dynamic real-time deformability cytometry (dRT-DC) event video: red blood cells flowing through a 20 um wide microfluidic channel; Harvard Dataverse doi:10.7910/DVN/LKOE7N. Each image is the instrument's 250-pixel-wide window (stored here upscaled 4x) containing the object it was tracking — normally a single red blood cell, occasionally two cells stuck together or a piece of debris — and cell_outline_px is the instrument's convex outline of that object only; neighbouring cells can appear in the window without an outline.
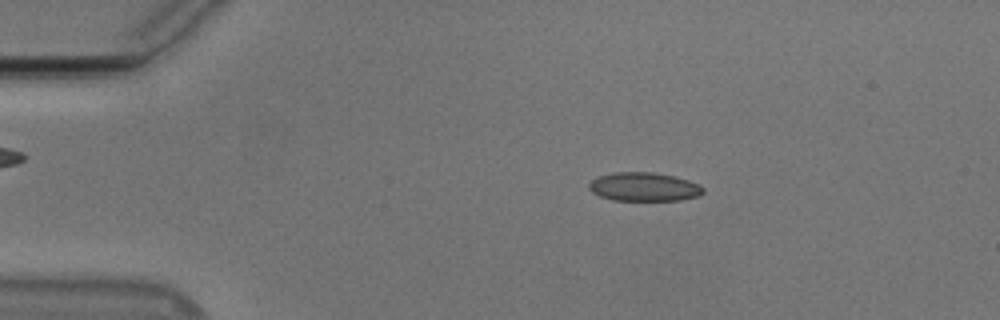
{"species": "Egyptian fruit bat (a non-hibernating species)", "species_latin": "Rousettus aegyptiacus", "temperature_condition": "cold", "stored_images_in_passage": 54, "camera_frame_rate_fps": 3000, "um_per_image_px": 0.085, "animal": {"sex": "male"}, "frame": {"image": 1, "passage_image": 10, "time_ms": 3.0, "image_size_px": [1000, 320], "cell_outline_px": [[704, 192], [700, 196], [680, 200], [612, 200], [600, 196], [592, 192], [588, 188], [588, 184], [596, 176], [612, 172], [652, 172], [672, 176], [688, 180], [700, 184], [704, 188]], "centroid_in_image_um": [54.73, 15.88], "position_along_channel_um": 30.3, "area_um2": 19.25}}
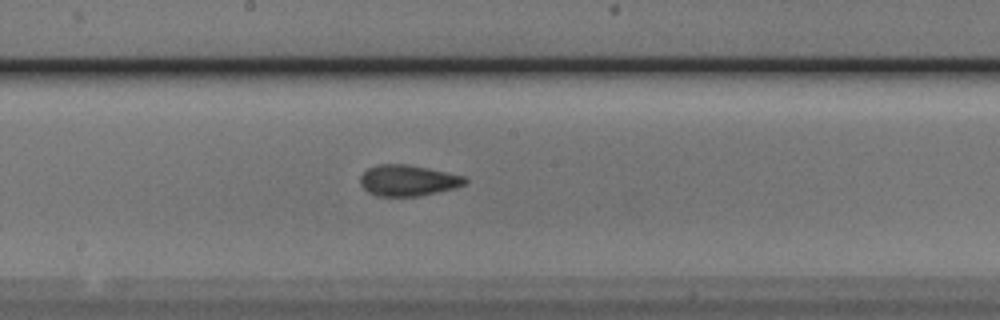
{"frame": {"image": 2, "passage_image": 29, "time_ms": 9.333, "image_size_px": [1000, 320], "cell_outline_px": [[468, 180], [464, 184], [452, 188], [420, 196], [376, 196], [368, 192], [360, 184], [360, 176], [368, 168], [380, 164], [408, 164], [428, 168], [464, 176]], "centroid_in_image_um": [34.64, 15.33], "position_along_channel_um": 213.6, "area_um2": 18.79}}
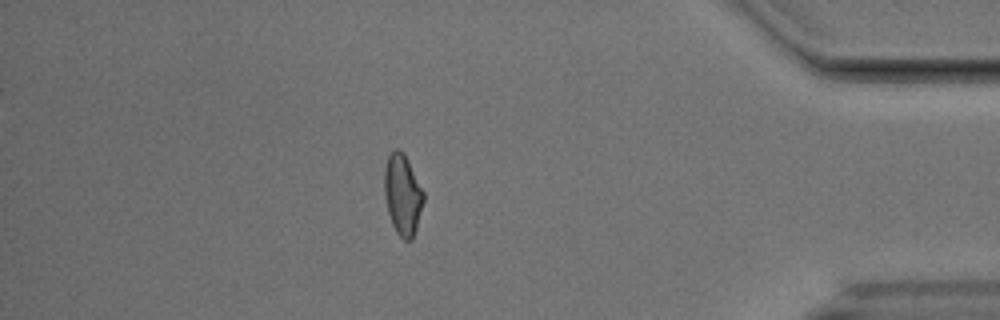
{"frame": {"image": 3, "passage_image": 47, "time_ms": 15.333, "image_size_px": [1000, 320], "cell_outline_px": [[424, 200], [416, 228], [412, 240], [404, 240], [396, 232], [392, 224], [388, 212], [384, 192], [384, 168], [388, 156], [396, 148], [400, 148], [404, 152], [424, 192]], "centroid_in_image_um": [34.22, 16.52], "position_along_channel_um": 401.0, "area_um2": 18.44}, "authors_computed_cell_mechanics": {"area_um2": 18.7272, "velocity_mm_per_s": 3.7764, "shape_relaxation_time_tau1_ms": 7.7897, "shape_relaxation_time_tau2_ms": 1.7488, "deformation_change_tau1": 0.1503, "deformation_change_tau2": 0.0717}}